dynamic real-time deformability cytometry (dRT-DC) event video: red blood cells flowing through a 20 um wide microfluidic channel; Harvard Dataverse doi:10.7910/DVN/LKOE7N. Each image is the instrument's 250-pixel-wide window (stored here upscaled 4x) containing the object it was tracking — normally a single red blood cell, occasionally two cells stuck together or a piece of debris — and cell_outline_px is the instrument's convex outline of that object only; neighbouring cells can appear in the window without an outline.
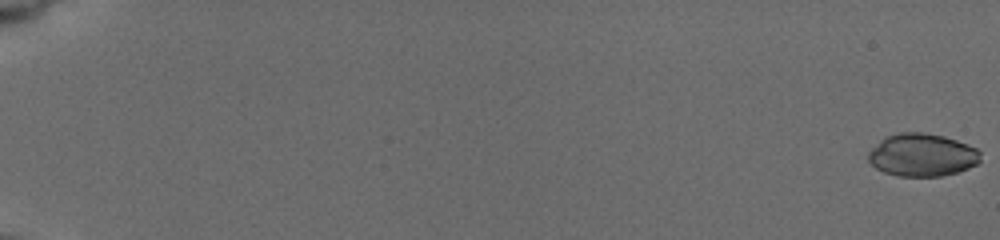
{"species": "common noctule bat (a hibernating species)", "species_latin": "Nyctalus noctula", "temperature_condition": "cold", "stored_images_in_passage": 32, "camera_frame_rate_fps": 3000, "um_per_image_px": 0.085, "animal": {"sex": "female", "body_mass_g": 19.5, "forearm_length_mm": 54.1}, "frame": {"image": 1, "passage_image": 1, "time_ms": 0.0, "image_size_px": [1000, 240], "cell_outline_px": [[980, 160], [976, 164], [968, 168], [956, 172], [940, 176], [900, 176], [884, 172], [876, 168], [868, 160], [868, 152], [884, 136], [900, 132], [924, 132], [944, 136], [968, 144], [976, 148], [980, 152]], "centroid_in_image_um": [78.37, 13.16], "position_along_channel_um": 6.6, "area_um2": 27.98}}
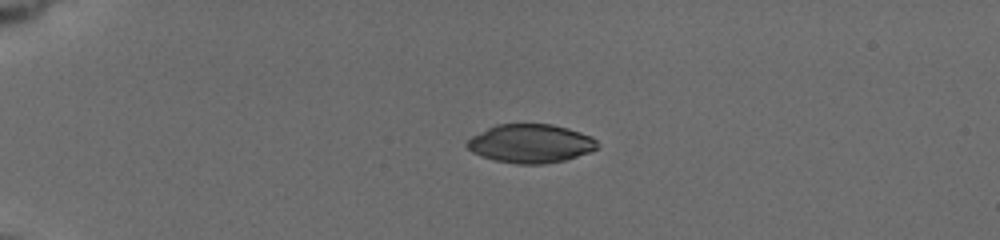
{"frame": {"image": 2, "passage_image": 24, "time_ms": 5.0, "image_size_px": [1000, 240], "cell_outline_px": [[600, 148], [592, 152], [564, 160], [544, 164], [516, 164], [496, 160], [480, 156], [472, 152], [464, 144], [472, 136], [496, 124], [552, 124], [568, 128], [592, 136], [596, 140]], "centroid_in_image_um": [45.13, 12.2], "position_along_channel_um": 39.9, "area_um2": 29.54}}